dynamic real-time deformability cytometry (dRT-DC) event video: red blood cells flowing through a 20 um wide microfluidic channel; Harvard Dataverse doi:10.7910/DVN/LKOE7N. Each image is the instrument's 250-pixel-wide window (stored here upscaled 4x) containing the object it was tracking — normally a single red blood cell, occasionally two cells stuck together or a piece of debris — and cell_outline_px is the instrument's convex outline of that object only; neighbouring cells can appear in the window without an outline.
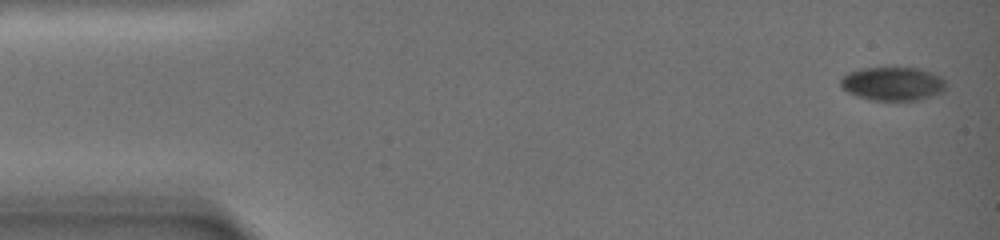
{"species": "common noctule bat (a hibernating species)", "species_latin": "Nyctalus noctula", "temperature_condition": "warm", "stored_images_in_passage": 10, "segment_of_instrument_passage": [1, 2], "camera_frame_rate_fps": 3000, "um_per_image_px": 0.085, "animal": {"sex": "female", "body_mass_g": 19.0, "forearm_length_mm": 51.5}, "frame": {"image": 1, "passage_image": 1, "time_ms": 0.0, "image_size_px": [1000, 240], "cell_outline_px": [[948, 88], [944, 92], [920, 100], [872, 100], [856, 96], [840, 88], [840, 76], [848, 72], [860, 68], [920, 68], [932, 72], [940, 76], [944, 80]], "centroid_in_image_um": [75.88, 7.12], "position_along_channel_um": 9.1, "area_um2": 21.04}}